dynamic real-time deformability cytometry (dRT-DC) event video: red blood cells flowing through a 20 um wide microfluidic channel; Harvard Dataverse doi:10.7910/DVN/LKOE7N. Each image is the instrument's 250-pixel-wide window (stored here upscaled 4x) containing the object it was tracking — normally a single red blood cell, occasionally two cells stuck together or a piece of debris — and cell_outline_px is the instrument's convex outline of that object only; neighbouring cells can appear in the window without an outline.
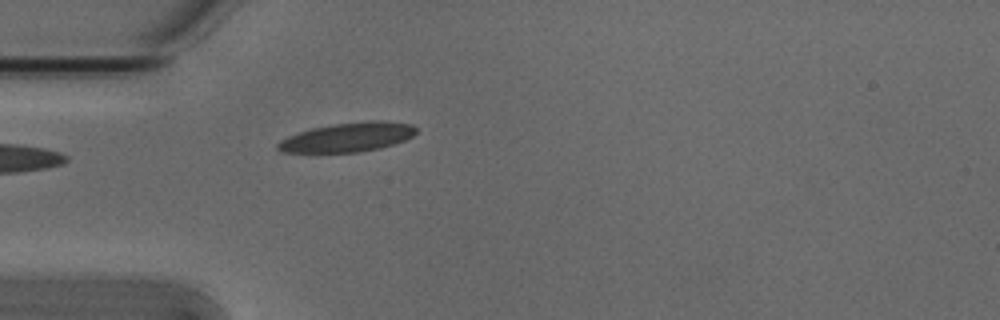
{"species": "Egyptian fruit bat (a non-hibernating species)", "species_latin": "Rousettus aegyptiacus", "temperature_condition": "cold", "stored_images_in_passage": 4, "camera_frame_rate_fps": 3000, "um_per_image_px": 0.085, "animal": {"sex": "male"}, "frame": {"image": 1, "passage_image": 4, "time_ms": 1.0, "image_size_px": [1000, 320], "cell_outline_px": [[416, 132], [412, 136], [404, 140], [380, 148], [360, 152], [280, 152], [276, 148], [276, 144], [280, 140], [288, 136], [312, 128], [332, 124], [368, 120], [380, 120], [412, 124], [416, 128]], "centroid_in_image_um": [29.54, 11.66], "position_along_channel_um": 55.5, "area_um2": 23.52}}